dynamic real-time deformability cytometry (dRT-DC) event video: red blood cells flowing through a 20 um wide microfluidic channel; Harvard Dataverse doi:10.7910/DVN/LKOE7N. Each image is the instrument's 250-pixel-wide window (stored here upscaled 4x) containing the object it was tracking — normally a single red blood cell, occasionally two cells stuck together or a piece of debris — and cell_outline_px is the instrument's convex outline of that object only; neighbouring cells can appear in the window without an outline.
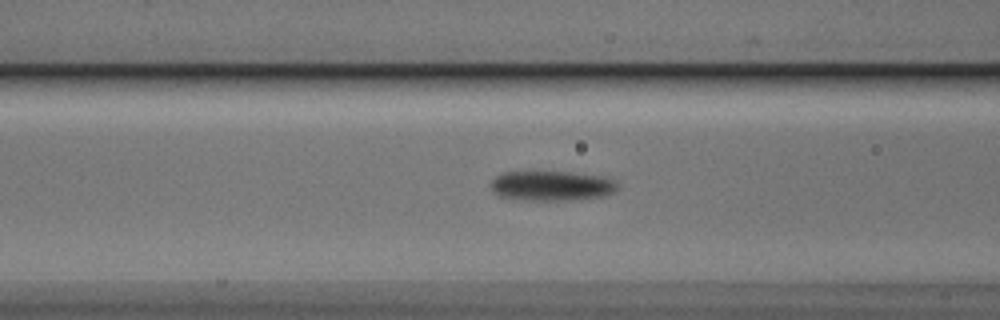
{"species": "Egyptian fruit bat (a non-hibernating species)", "species_latin": "Rousettus aegyptiacus", "temperature_condition": "cold", "stored_images_in_passage": 54, "camera_frame_rate_fps": 3000, "um_per_image_px": 0.085, "animal": {"sex": "male"}, "frame": {"image": 1, "passage_image": 21, "time_ms": 6.667, "image_size_px": [1000, 320], "cell_outline_px": [[620, 188], [604, 196], [572, 200], [512, 200], [500, 196], [492, 192], [492, 180], [496, 176], [504, 172], [572, 172], [604, 176], [616, 180], [620, 184]], "centroid_in_image_um": [46.93, 15.8], "position_along_channel_um": 119.7, "area_um2": 22.43}}
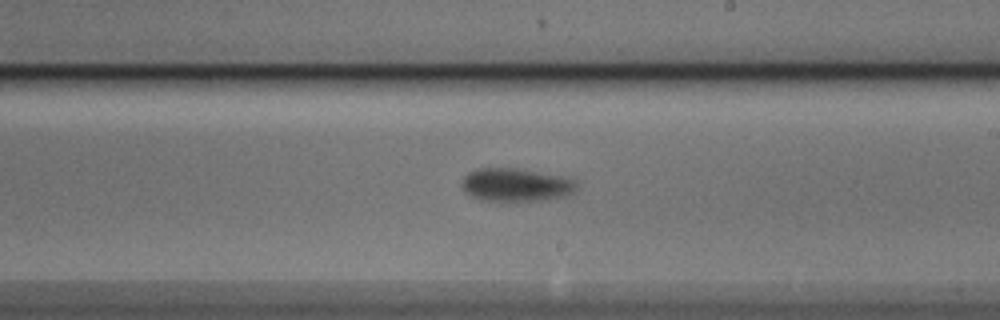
{"frame": {"image": 2, "passage_image": 31, "time_ms": 10.0, "image_size_px": [1000, 320], "cell_outline_px": [[576, 192], [568, 196], [540, 200], [480, 200], [464, 192], [460, 184], [464, 176], [468, 172], [476, 168], [520, 168], [568, 176], [576, 180]], "centroid_in_image_um": [43.89, 15.69], "position_along_channel_um": 245.1, "area_um2": 22.66}}
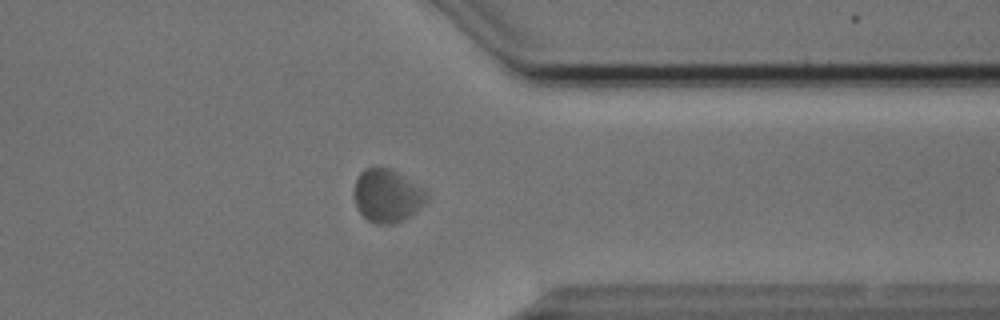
{"frame": {"image": 3, "passage_image": 42, "time_ms": 13.667, "image_size_px": [1000, 320], "cell_outline_px": [[428, 200], [420, 208], [404, 220], [392, 224], [376, 224], [368, 220], [360, 212], [356, 204], [352, 192], [356, 176], [364, 168], [388, 168], [396, 172], [424, 188], [428, 192]], "centroid_in_image_um": [32.9, 16.64], "position_along_channel_um": 378.5, "area_um2": 22.6}, "authors_computed_cell_mechanics": {"area_um2": 22.1952, "velocity_mm_per_s": 3.7707, "shape_relaxation_time_tau1_ms": 3.6659, "shape_relaxation_time_tau2_ms": 1.4381, "deformation_change_tau1": 0.0902, "deformation_change_tau2": 0.0394}}